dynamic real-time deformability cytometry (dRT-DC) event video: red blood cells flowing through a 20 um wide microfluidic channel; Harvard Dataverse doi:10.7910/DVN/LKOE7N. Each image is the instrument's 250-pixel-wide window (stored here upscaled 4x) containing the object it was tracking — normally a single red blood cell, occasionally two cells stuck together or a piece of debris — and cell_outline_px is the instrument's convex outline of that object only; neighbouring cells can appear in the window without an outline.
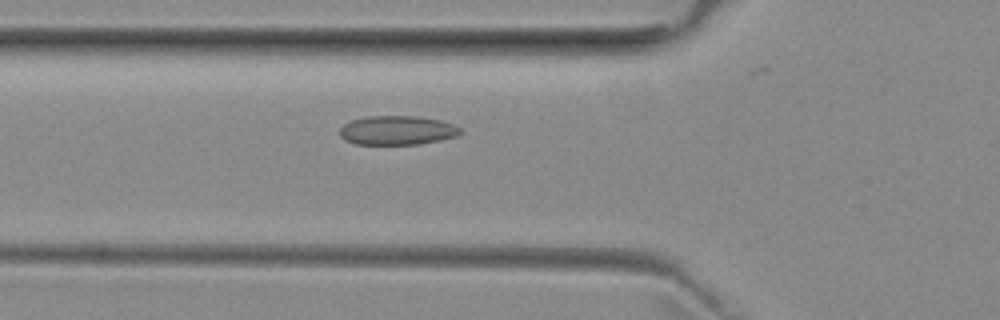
{"species": "common noctule bat (a hibernating species)", "species_latin": "Nyctalus noctula", "temperature_condition": "room temperature", "stored_images_in_passage": 6, "camera_frame_rate_fps": 3000, "um_per_image_px": 0.085, "animal": {"sex": "female", "body_mass_g": 29.2, "forearm_length_mm": 56.3}, "frame": {"image": 1, "passage_image": 3, "time_ms": 0.667, "image_size_px": [1000, 320], "cell_outline_px": [[464, 132], [456, 136], [440, 140], [416, 144], [356, 144], [344, 140], [340, 136], [340, 128], [344, 124], [352, 120], [368, 116], [416, 116], [440, 120], [452, 124], [460, 128]], "centroid_in_image_um": [33.76, 11.08], "position_along_channel_um": 92.0, "area_um2": 20.4}}
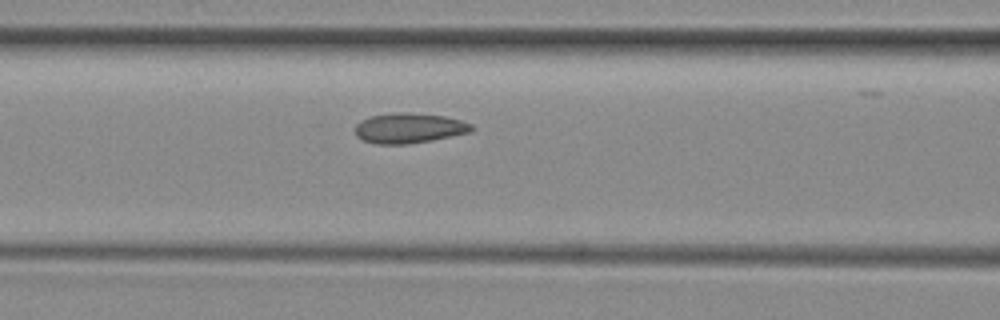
{"frame": {"image": 2, "passage_image": 6, "time_ms": 1.667, "image_size_px": [1000, 320], "cell_outline_px": [[472, 132], [428, 140], [404, 144], [376, 144], [364, 140], [356, 136], [356, 124], [360, 120], [372, 116], [396, 112], [404, 112], [444, 116], [460, 120], [472, 124]], "centroid_in_image_um": [34.75, 10.88], "position_along_channel_um": 131.9, "area_um2": 20.11}}